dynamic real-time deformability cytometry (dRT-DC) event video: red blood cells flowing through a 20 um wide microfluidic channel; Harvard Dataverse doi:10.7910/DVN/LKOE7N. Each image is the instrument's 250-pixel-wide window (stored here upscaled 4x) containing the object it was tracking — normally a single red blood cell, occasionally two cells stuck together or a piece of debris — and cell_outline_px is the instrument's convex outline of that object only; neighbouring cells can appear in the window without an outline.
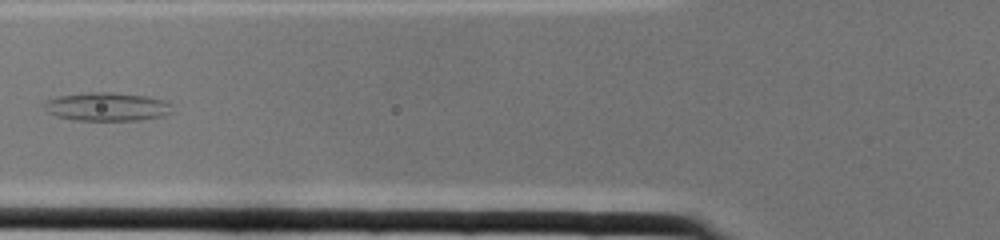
{"species": "common noctule bat (a hibernating species)", "species_latin": "Nyctalus noctula", "temperature_condition": "cold", "stored_images_in_passage": 2, "camera_frame_rate_fps": 3000, "um_per_image_px": 0.085, "animal": {"sex": "female", "body_mass_g": 22.0, "forearm_length_mm": 56.7}, "frame": {"image": 1, "passage_image": 2, "time_ms": 0.333, "image_size_px": [1000, 240], "cell_outline_px": [[172, 112], [164, 116], [140, 120], [76, 120], [56, 116], [48, 112], [40, 104], [56, 96], [88, 92], [112, 92], [148, 96], [164, 100], [172, 104]], "centroid_in_image_um": [9.1, 9.06], "position_along_channel_um": 116.7, "area_um2": 21.5}}